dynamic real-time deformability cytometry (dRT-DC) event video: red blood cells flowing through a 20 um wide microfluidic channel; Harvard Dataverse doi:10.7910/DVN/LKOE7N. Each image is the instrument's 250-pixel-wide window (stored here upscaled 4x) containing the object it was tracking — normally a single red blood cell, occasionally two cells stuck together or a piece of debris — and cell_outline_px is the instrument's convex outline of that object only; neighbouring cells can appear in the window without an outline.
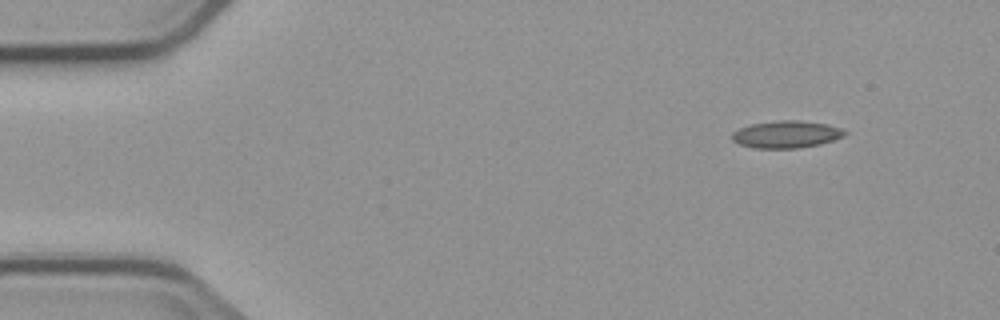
{"species": "common noctule bat (a hibernating species)", "species_latin": "Nyctalus noctula", "temperature_condition": "cold", "stored_images_in_passage": 3, "camera_frame_rate_fps": 3000, "um_per_image_px": 0.085, "animal": {"sex": "male", "body_mass_g": 23.1, "forearm_length_mm": 52.7}, "frame": {"image": 1, "passage_image": 1, "time_ms": 0.0, "image_size_px": [1000, 320], "cell_outline_px": [[848, 132], [844, 136], [820, 144], [796, 148], [756, 148], [740, 144], [732, 140], [732, 132], [740, 128], [752, 124], [780, 120], [796, 120], [824, 124], [840, 128]], "centroid_in_image_um": [66.83, 11.42], "position_along_channel_um": 18.2, "area_um2": 17.57}}